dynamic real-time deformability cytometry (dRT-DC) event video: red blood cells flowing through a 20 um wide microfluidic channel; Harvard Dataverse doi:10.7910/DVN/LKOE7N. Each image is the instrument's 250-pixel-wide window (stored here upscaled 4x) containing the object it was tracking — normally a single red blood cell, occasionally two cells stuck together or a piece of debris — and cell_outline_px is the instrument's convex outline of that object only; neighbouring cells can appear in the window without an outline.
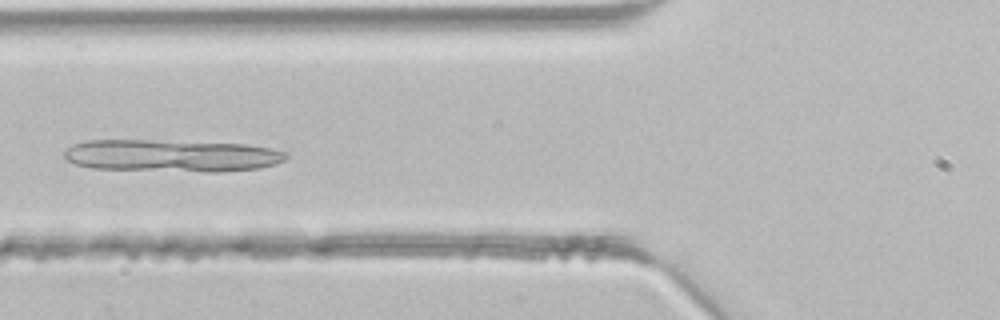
{"species": "common noctule bat (a hibernating species)", "species_latin": "Nyctalus noctula", "temperature_condition": "room temperature", "stored_images_in_passage": 4, "camera_frame_rate_fps": 3000, "um_per_image_px": 0.085, "animal": {"sex": "male", "body_mass_g": 21.5, "forearm_length_mm": 52.0}, "frame": {"image": 1, "passage_image": 4, "time_ms": 1.0, "image_size_px": [1000, 320], "cell_outline_px": [[288, 156], [284, 160], [276, 164], [256, 168], [224, 172], [208, 172], [92, 168], [76, 164], [68, 160], [64, 156], [64, 152], [72, 144], [88, 140], [152, 140], [248, 144], [288, 152]], "centroid_in_image_um": [14.61, 13.23], "position_along_channel_um": 111.2, "area_um2": 41.73}}